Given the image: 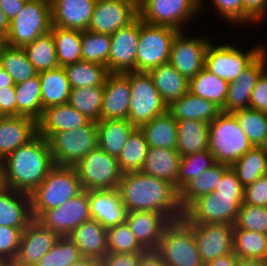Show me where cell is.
<instances>
[{"label": "cell", "mask_w": 267, "mask_h": 266, "mask_svg": "<svg viewBox=\"0 0 267 266\" xmlns=\"http://www.w3.org/2000/svg\"><path fill=\"white\" fill-rule=\"evenodd\" d=\"M117 189L128 212H158L164 214L171 222L183 218L179 191L165 180L141 171L129 172L122 175Z\"/></svg>", "instance_id": "obj_1"}, {"label": "cell", "mask_w": 267, "mask_h": 266, "mask_svg": "<svg viewBox=\"0 0 267 266\" xmlns=\"http://www.w3.org/2000/svg\"><path fill=\"white\" fill-rule=\"evenodd\" d=\"M54 166L49 142L37 134L2 160L3 185L30 195Z\"/></svg>", "instance_id": "obj_2"}, {"label": "cell", "mask_w": 267, "mask_h": 266, "mask_svg": "<svg viewBox=\"0 0 267 266\" xmlns=\"http://www.w3.org/2000/svg\"><path fill=\"white\" fill-rule=\"evenodd\" d=\"M83 191L75 167L55 165L30 194L33 219H37L45 210L63 205Z\"/></svg>", "instance_id": "obj_3"}, {"label": "cell", "mask_w": 267, "mask_h": 266, "mask_svg": "<svg viewBox=\"0 0 267 266\" xmlns=\"http://www.w3.org/2000/svg\"><path fill=\"white\" fill-rule=\"evenodd\" d=\"M253 147L231 113L221 112L209 123V152L215 162L231 167Z\"/></svg>", "instance_id": "obj_4"}, {"label": "cell", "mask_w": 267, "mask_h": 266, "mask_svg": "<svg viewBox=\"0 0 267 266\" xmlns=\"http://www.w3.org/2000/svg\"><path fill=\"white\" fill-rule=\"evenodd\" d=\"M52 27L51 3L48 0H26L22 10L10 21L5 44L23 48Z\"/></svg>", "instance_id": "obj_5"}, {"label": "cell", "mask_w": 267, "mask_h": 266, "mask_svg": "<svg viewBox=\"0 0 267 266\" xmlns=\"http://www.w3.org/2000/svg\"><path fill=\"white\" fill-rule=\"evenodd\" d=\"M155 251L167 266H204L193 230L182 219L164 229Z\"/></svg>", "instance_id": "obj_6"}, {"label": "cell", "mask_w": 267, "mask_h": 266, "mask_svg": "<svg viewBox=\"0 0 267 266\" xmlns=\"http://www.w3.org/2000/svg\"><path fill=\"white\" fill-rule=\"evenodd\" d=\"M48 142L55 165L74 167L98 147L97 122L56 133Z\"/></svg>", "instance_id": "obj_7"}, {"label": "cell", "mask_w": 267, "mask_h": 266, "mask_svg": "<svg viewBox=\"0 0 267 266\" xmlns=\"http://www.w3.org/2000/svg\"><path fill=\"white\" fill-rule=\"evenodd\" d=\"M244 195L215 194L200 196L185 210L182 220L185 223L234 225Z\"/></svg>", "instance_id": "obj_8"}, {"label": "cell", "mask_w": 267, "mask_h": 266, "mask_svg": "<svg viewBox=\"0 0 267 266\" xmlns=\"http://www.w3.org/2000/svg\"><path fill=\"white\" fill-rule=\"evenodd\" d=\"M131 88L128 120L135 126L150 122L168 111L148 72H129Z\"/></svg>", "instance_id": "obj_9"}, {"label": "cell", "mask_w": 267, "mask_h": 266, "mask_svg": "<svg viewBox=\"0 0 267 266\" xmlns=\"http://www.w3.org/2000/svg\"><path fill=\"white\" fill-rule=\"evenodd\" d=\"M178 32L174 28L149 24L140 19L136 71L149 72L169 63L172 42Z\"/></svg>", "instance_id": "obj_10"}, {"label": "cell", "mask_w": 267, "mask_h": 266, "mask_svg": "<svg viewBox=\"0 0 267 266\" xmlns=\"http://www.w3.org/2000/svg\"><path fill=\"white\" fill-rule=\"evenodd\" d=\"M203 0H138V16L146 23L178 31L202 8Z\"/></svg>", "instance_id": "obj_11"}, {"label": "cell", "mask_w": 267, "mask_h": 266, "mask_svg": "<svg viewBox=\"0 0 267 266\" xmlns=\"http://www.w3.org/2000/svg\"><path fill=\"white\" fill-rule=\"evenodd\" d=\"M210 44L205 54L204 68L228 83L237 79L238 75L246 69L265 49L257 46L247 52L236 46Z\"/></svg>", "instance_id": "obj_12"}, {"label": "cell", "mask_w": 267, "mask_h": 266, "mask_svg": "<svg viewBox=\"0 0 267 266\" xmlns=\"http://www.w3.org/2000/svg\"><path fill=\"white\" fill-rule=\"evenodd\" d=\"M74 167L84 190L117 188L123 175L117 158L98 147Z\"/></svg>", "instance_id": "obj_13"}, {"label": "cell", "mask_w": 267, "mask_h": 266, "mask_svg": "<svg viewBox=\"0 0 267 266\" xmlns=\"http://www.w3.org/2000/svg\"><path fill=\"white\" fill-rule=\"evenodd\" d=\"M90 219L88 190H84L63 205L45 210L36 220L59 236H69L81 223Z\"/></svg>", "instance_id": "obj_14"}, {"label": "cell", "mask_w": 267, "mask_h": 266, "mask_svg": "<svg viewBox=\"0 0 267 266\" xmlns=\"http://www.w3.org/2000/svg\"><path fill=\"white\" fill-rule=\"evenodd\" d=\"M138 16V0H97L88 29L113 34Z\"/></svg>", "instance_id": "obj_15"}, {"label": "cell", "mask_w": 267, "mask_h": 266, "mask_svg": "<svg viewBox=\"0 0 267 266\" xmlns=\"http://www.w3.org/2000/svg\"><path fill=\"white\" fill-rule=\"evenodd\" d=\"M140 35V17L110 35L109 73L136 71V54Z\"/></svg>", "instance_id": "obj_16"}, {"label": "cell", "mask_w": 267, "mask_h": 266, "mask_svg": "<svg viewBox=\"0 0 267 266\" xmlns=\"http://www.w3.org/2000/svg\"><path fill=\"white\" fill-rule=\"evenodd\" d=\"M179 31L171 46L169 63L188 80L194 78L205 65V54L211 40L207 38H185Z\"/></svg>", "instance_id": "obj_17"}, {"label": "cell", "mask_w": 267, "mask_h": 266, "mask_svg": "<svg viewBox=\"0 0 267 266\" xmlns=\"http://www.w3.org/2000/svg\"><path fill=\"white\" fill-rule=\"evenodd\" d=\"M186 224L193 230L204 265L218 256L233 252V225L217 223Z\"/></svg>", "instance_id": "obj_18"}, {"label": "cell", "mask_w": 267, "mask_h": 266, "mask_svg": "<svg viewBox=\"0 0 267 266\" xmlns=\"http://www.w3.org/2000/svg\"><path fill=\"white\" fill-rule=\"evenodd\" d=\"M60 236L44 227L36 219L22 231L14 266H35L56 243Z\"/></svg>", "instance_id": "obj_19"}, {"label": "cell", "mask_w": 267, "mask_h": 266, "mask_svg": "<svg viewBox=\"0 0 267 266\" xmlns=\"http://www.w3.org/2000/svg\"><path fill=\"white\" fill-rule=\"evenodd\" d=\"M267 69V51L265 50L237 77L229 83L227 98L221 112L231 113L233 111L250 108L251 92L260 77Z\"/></svg>", "instance_id": "obj_20"}, {"label": "cell", "mask_w": 267, "mask_h": 266, "mask_svg": "<svg viewBox=\"0 0 267 266\" xmlns=\"http://www.w3.org/2000/svg\"><path fill=\"white\" fill-rule=\"evenodd\" d=\"M90 215L108 229L126 222L128 210L117 188L88 190Z\"/></svg>", "instance_id": "obj_21"}, {"label": "cell", "mask_w": 267, "mask_h": 266, "mask_svg": "<svg viewBox=\"0 0 267 266\" xmlns=\"http://www.w3.org/2000/svg\"><path fill=\"white\" fill-rule=\"evenodd\" d=\"M130 96L129 72L109 73L104 83L101 120L128 119Z\"/></svg>", "instance_id": "obj_22"}, {"label": "cell", "mask_w": 267, "mask_h": 266, "mask_svg": "<svg viewBox=\"0 0 267 266\" xmlns=\"http://www.w3.org/2000/svg\"><path fill=\"white\" fill-rule=\"evenodd\" d=\"M126 223L145 250H156L164 229L171 221L158 212L130 211Z\"/></svg>", "instance_id": "obj_23"}, {"label": "cell", "mask_w": 267, "mask_h": 266, "mask_svg": "<svg viewBox=\"0 0 267 266\" xmlns=\"http://www.w3.org/2000/svg\"><path fill=\"white\" fill-rule=\"evenodd\" d=\"M38 134L37 121L27 116H4L0 120V160Z\"/></svg>", "instance_id": "obj_24"}, {"label": "cell", "mask_w": 267, "mask_h": 266, "mask_svg": "<svg viewBox=\"0 0 267 266\" xmlns=\"http://www.w3.org/2000/svg\"><path fill=\"white\" fill-rule=\"evenodd\" d=\"M97 0H54L51 3L52 26L87 30Z\"/></svg>", "instance_id": "obj_25"}, {"label": "cell", "mask_w": 267, "mask_h": 266, "mask_svg": "<svg viewBox=\"0 0 267 266\" xmlns=\"http://www.w3.org/2000/svg\"><path fill=\"white\" fill-rule=\"evenodd\" d=\"M89 122V119L68 103L51 106L43 110L37 121L38 134L48 141L56 133L77 129Z\"/></svg>", "instance_id": "obj_26"}, {"label": "cell", "mask_w": 267, "mask_h": 266, "mask_svg": "<svg viewBox=\"0 0 267 266\" xmlns=\"http://www.w3.org/2000/svg\"><path fill=\"white\" fill-rule=\"evenodd\" d=\"M32 220L30 195L3 185L0 188V225L23 231Z\"/></svg>", "instance_id": "obj_27"}, {"label": "cell", "mask_w": 267, "mask_h": 266, "mask_svg": "<svg viewBox=\"0 0 267 266\" xmlns=\"http://www.w3.org/2000/svg\"><path fill=\"white\" fill-rule=\"evenodd\" d=\"M69 237L83 257L101 260L108 253L107 229L96 220L90 219L81 223Z\"/></svg>", "instance_id": "obj_28"}, {"label": "cell", "mask_w": 267, "mask_h": 266, "mask_svg": "<svg viewBox=\"0 0 267 266\" xmlns=\"http://www.w3.org/2000/svg\"><path fill=\"white\" fill-rule=\"evenodd\" d=\"M180 157L176 149L148 148L147 157L140 171L144 174L165 180L173 184L177 189Z\"/></svg>", "instance_id": "obj_29"}, {"label": "cell", "mask_w": 267, "mask_h": 266, "mask_svg": "<svg viewBox=\"0 0 267 266\" xmlns=\"http://www.w3.org/2000/svg\"><path fill=\"white\" fill-rule=\"evenodd\" d=\"M168 112L176 121L201 120L212 122L220 113L221 109L213 102L186 93L168 106Z\"/></svg>", "instance_id": "obj_30"}, {"label": "cell", "mask_w": 267, "mask_h": 266, "mask_svg": "<svg viewBox=\"0 0 267 266\" xmlns=\"http://www.w3.org/2000/svg\"><path fill=\"white\" fill-rule=\"evenodd\" d=\"M180 156L209 150V123L201 120L177 121V147Z\"/></svg>", "instance_id": "obj_31"}, {"label": "cell", "mask_w": 267, "mask_h": 266, "mask_svg": "<svg viewBox=\"0 0 267 266\" xmlns=\"http://www.w3.org/2000/svg\"><path fill=\"white\" fill-rule=\"evenodd\" d=\"M38 76L41 86L42 110L68 103L72 88L63 67L58 66L54 69L40 72Z\"/></svg>", "instance_id": "obj_32"}, {"label": "cell", "mask_w": 267, "mask_h": 266, "mask_svg": "<svg viewBox=\"0 0 267 266\" xmlns=\"http://www.w3.org/2000/svg\"><path fill=\"white\" fill-rule=\"evenodd\" d=\"M148 73L167 106L189 92V80L170 63L157 66Z\"/></svg>", "instance_id": "obj_33"}, {"label": "cell", "mask_w": 267, "mask_h": 266, "mask_svg": "<svg viewBox=\"0 0 267 266\" xmlns=\"http://www.w3.org/2000/svg\"><path fill=\"white\" fill-rule=\"evenodd\" d=\"M135 128L128 119L98 121V148L117 158Z\"/></svg>", "instance_id": "obj_34"}, {"label": "cell", "mask_w": 267, "mask_h": 266, "mask_svg": "<svg viewBox=\"0 0 267 266\" xmlns=\"http://www.w3.org/2000/svg\"><path fill=\"white\" fill-rule=\"evenodd\" d=\"M140 130L144 134L148 148L177 147V121L167 111L154 117L150 122L141 125Z\"/></svg>", "instance_id": "obj_35"}, {"label": "cell", "mask_w": 267, "mask_h": 266, "mask_svg": "<svg viewBox=\"0 0 267 266\" xmlns=\"http://www.w3.org/2000/svg\"><path fill=\"white\" fill-rule=\"evenodd\" d=\"M230 166L216 162L201 175L192 179L179 191V202L183 211L197 198L216 190L221 177Z\"/></svg>", "instance_id": "obj_36"}, {"label": "cell", "mask_w": 267, "mask_h": 266, "mask_svg": "<svg viewBox=\"0 0 267 266\" xmlns=\"http://www.w3.org/2000/svg\"><path fill=\"white\" fill-rule=\"evenodd\" d=\"M229 83L203 68L189 80V92L197 97L207 99L221 110L227 98Z\"/></svg>", "instance_id": "obj_37"}, {"label": "cell", "mask_w": 267, "mask_h": 266, "mask_svg": "<svg viewBox=\"0 0 267 266\" xmlns=\"http://www.w3.org/2000/svg\"><path fill=\"white\" fill-rule=\"evenodd\" d=\"M15 92L17 116H27L38 121L43 114L38 73L22 83L15 84Z\"/></svg>", "instance_id": "obj_38"}, {"label": "cell", "mask_w": 267, "mask_h": 266, "mask_svg": "<svg viewBox=\"0 0 267 266\" xmlns=\"http://www.w3.org/2000/svg\"><path fill=\"white\" fill-rule=\"evenodd\" d=\"M63 68L72 89L104 86L109 74L106 66L83 60L65 65Z\"/></svg>", "instance_id": "obj_39"}, {"label": "cell", "mask_w": 267, "mask_h": 266, "mask_svg": "<svg viewBox=\"0 0 267 266\" xmlns=\"http://www.w3.org/2000/svg\"><path fill=\"white\" fill-rule=\"evenodd\" d=\"M50 32L55 41L59 66L64 67L82 60L81 30L52 26Z\"/></svg>", "instance_id": "obj_40"}, {"label": "cell", "mask_w": 267, "mask_h": 266, "mask_svg": "<svg viewBox=\"0 0 267 266\" xmlns=\"http://www.w3.org/2000/svg\"><path fill=\"white\" fill-rule=\"evenodd\" d=\"M233 252L238 258L267 261V235L233 225Z\"/></svg>", "instance_id": "obj_41"}, {"label": "cell", "mask_w": 267, "mask_h": 266, "mask_svg": "<svg viewBox=\"0 0 267 266\" xmlns=\"http://www.w3.org/2000/svg\"><path fill=\"white\" fill-rule=\"evenodd\" d=\"M0 66L9 74L14 84L22 83L37 72L23 48L4 45L0 50Z\"/></svg>", "instance_id": "obj_42"}, {"label": "cell", "mask_w": 267, "mask_h": 266, "mask_svg": "<svg viewBox=\"0 0 267 266\" xmlns=\"http://www.w3.org/2000/svg\"><path fill=\"white\" fill-rule=\"evenodd\" d=\"M23 49L37 73L59 66L55 41L50 31L39 36L32 43L26 44Z\"/></svg>", "instance_id": "obj_43"}, {"label": "cell", "mask_w": 267, "mask_h": 266, "mask_svg": "<svg viewBox=\"0 0 267 266\" xmlns=\"http://www.w3.org/2000/svg\"><path fill=\"white\" fill-rule=\"evenodd\" d=\"M148 144L140 128L136 127L129 135L124 148L117 157L122 173L140 171L147 157Z\"/></svg>", "instance_id": "obj_44"}, {"label": "cell", "mask_w": 267, "mask_h": 266, "mask_svg": "<svg viewBox=\"0 0 267 266\" xmlns=\"http://www.w3.org/2000/svg\"><path fill=\"white\" fill-rule=\"evenodd\" d=\"M104 86L71 89L68 104L93 122L101 120Z\"/></svg>", "instance_id": "obj_45"}, {"label": "cell", "mask_w": 267, "mask_h": 266, "mask_svg": "<svg viewBox=\"0 0 267 266\" xmlns=\"http://www.w3.org/2000/svg\"><path fill=\"white\" fill-rule=\"evenodd\" d=\"M231 168L245 187L259 177L267 175V155L260 147H253L239 158Z\"/></svg>", "instance_id": "obj_46"}, {"label": "cell", "mask_w": 267, "mask_h": 266, "mask_svg": "<svg viewBox=\"0 0 267 266\" xmlns=\"http://www.w3.org/2000/svg\"><path fill=\"white\" fill-rule=\"evenodd\" d=\"M231 114L252 145L260 147L267 137V113L248 108L233 111Z\"/></svg>", "instance_id": "obj_47"}, {"label": "cell", "mask_w": 267, "mask_h": 266, "mask_svg": "<svg viewBox=\"0 0 267 266\" xmlns=\"http://www.w3.org/2000/svg\"><path fill=\"white\" fill-rule=\"evenodd\" d=\"M110 34H101L89 30L81 31L82 60L104 65L108 70L110 53Z\"/></svg>", "instance_id": "obj_48"}, {"label": "cell", "mask_w": 267, "mask_h": 266, "mask_svg": "<svg viewBox=\"0 0 267 266\" xmlns=\"http://www.w3.org/2000/svg\"><path fill=\"white\" fill-rule=\"evenodd\" d=\"M215 163L214 156L209 150L180 157L177 190L180 191L188 182L201 175Z\"/></svg>", "instance_id": "obj_49"}, {"label": "cell", "mask_w": 267, "mask_h": 266, "mask_svg": "<svg viewBox=\"0 0 267 266\" xmlns=\"http://www.w3.org/2000/svg\"><path fill=\"white\" fill-rule=\"evenodd\" d=\"M82 257L79 248L69 236H60L35 266H69Z\"/></svg>", "instance_id": "obj_50"}, {"label": "cell", "mask_w": 267, "mask_h": 266, "mask_svg": "<svg viewBox=\"0 0 267 266\" xmlns=\"http://www.w3.org/2000/svg\"><path fill=\"white\" fill-rule=\"evenodd\" d=\"M107 247L109 253L146 251L136 240L135 235L126 222L107 229Z\"/></svg>", "instance_id": "obj_51"}, {"label": "cell", "mask_w": 267, "mask_h": 266, "mask_svg": "<svg viewBox=\"0 0 267 266\" xmlns=\"http://www.w3.org/2000/svg\"><path fill=\"white\" fill-rule=\"evenodd\" d=\"M237 228L267 235V207L242 204L234 224Z\"/></svg>", "instance_id": "obj_52"}, {"label": "cell", "mask_w": 267, "mask_h": 266, "mask_svg": "<svg viewBox=\"0 0 267 266\" xmlns=\"http://www.w3.org/2000/svg\"><path fill=\"white\" fill-rule=\"evenodd\" d=\"M215 10L230 23L256 22L243 8L242 0H212Z\"/></svg>", "instance_id": "obj_53"}, {"label": "cell", "mask_w": 267, "mask_h": 266, "mask_svg": "<svg viewBox=\"0 0 267 266\" xmlns=\"http://www.w3.org/2000/svg\"><path fill=\"white\" fill-rule=\"evenodd\" d=\"M22 230L0 225V260L13 262L19 249Z\"/></svg>", "instance_id": "obj_54"}, {"label": "cell", "mask_w": 267, "mask_h": 266, "mask_svg": "<svg viewBox=\"0 0 267 266\" xmlns=\"http://www.w3.org/2000/svg\"><path fill=\"white\" fill-rule=\"evenodd\" d=\"M243 203L267 207V175L244 187Z\"/></svg>", "instance_id": "obj_55"}, {"label": "cell", "mask_w": 267, "mask_h": 266, "mask_svg": "<svg viewBox=\"0 0 267 266\" xmlns=\"http://www.w3.org/2000/svg\"><path fill=\"white\" fill-rule=\"evenodd\" d=\"M214 193L226 195H244V186L231 167L224 172Z\"/></svg>", "instance_id": "obj_56"}, {"label": "cell", "mask_w": 267, "mask_h": 266, "mask_svg": "<svg viewBox=\"0 0 267 266\" xmlns=\"http://www.w3.org/2000/svg\"><path fill=\"white\" fill-rule=\"evenodd\" d=\"M250 109L267 113V69L260 75L251 92Z\"/></svg>", "instance_id": "obj_57"}, {"label": "cell", "mask_w": 267, "mask_h": 266, "mask_svg": "<svg viewBox=\"0 0 267 266\" xmlns=\"http://www.w3.org/2000/svg\"><path fill=\"white\" fill-rule=\"evenodd\" d=\"M144 252L135 253H107L99 260V266H138Z\"/></svg>", "instance_id": "obj_58"}, {"label": "cell", "mask_w": 267, "mask_h": 266, "mask_svg": "<svg viewBox=\"0 0 267 266\" xmlns=\"http://www.w3.org/2000/svg\"><path fill=\"white\" fill-rule=\"evenodd\" d=\"M0 112L3 116H17L15 86L0 87Z\"/></svg>", "instance_id": "obj_59"}, {"label": "cell", "mask_w": 267, "mask_h": 266, "mask_svg": "<svg viewBox=\"0 0 267 266\" xmlns=\"http://www.w3.org/2000/svg\"><path fill=\"white\" fill-rule=\"evenodd\" d=\"M244 10L257 22L265 18L267 0H242Z\"/></svg>", "instance_id": "obj_60"}, {"label": "cell", "mask_w": 267, "mask_h": 266, "mask_svg": "<svg viewBox=\"0 0 267 266\" xmlns=\"http://www.w3.org/2000/svg\"><path fill=\"white\" fill-rule=\"evenodd\" d=\"M26 0H0V9L5 13L7 19L12 21L22 10Z\"/></svg>", "instance_id": "obj_61"}, {"label": "cell", "mask_w": 267, "mask_h": 266, "mask_svg": "<svg viewBox=\"0 0 267 266\" xmlns=\"http://www.w3.org/2000/svg\"><path fill=\"white\" fill-rule=\"evenodd\" d=\"M138 266H167L155 250H146L140 257Z\"/></svg>", "instance_id": "obj_62"}, {"label": "cell", "mask_w": 267, "mask_h": 266, "mask_svg": "<svg viewBox=\"0 0 267 266\" xmlns=\"http://www.w3.org/2000/svg\"><path fill=\"white\" fill-rule=\"evenodd\" d=\"M238 257L234 252L218 256L204 266H236Z\"/></svg>", "instance_id": "obj_63"}, {"label": "cell", "mask_w": 267, "mask_h": 266, "mask_svg": "<svg viewBox=\"0 0 267 266\" xmlns=\"http://www.w3.org/2000/svg\"><path fill=\"white\" fill-rule=\"evenodd\" d=\"M236 266H267V261L262 259L238 258Z\"/></svg>", "instance_id": "obj_64"}, {"label": "cell", "mask_w": 267, "mask_h": 266, "mask_svg": "<svg viewBox=\"0 0 267 266\" xmlns=\"http://www.w3.org/2000/svg\"><path fill=\"white\" fill-rule=\"evenodd\" d=\"M10 29V21L7 19L5 13L0 9V35L6 37Z\"/></svg>", "instance_id": "obj_65"}, {"label": "cell", "mask_w": 267, "mask_h": 266, "mask_svg": "<svg viewBox=\"0 0 267 266\" xmlns=\"http://www.w3.org/2000/svg\"><path fill=\"white\" fill-rule=\"evenodd\" d=\"M69 266H99V260L90 257H82L80 260L73 262Z\"/></svg>", "instance_id": "obj_66"}, {"label": "cell", "mask_w": 267, "mask_h": 266, "mask_svg": "<svg viewBox=\"0 0 267 266\" xmlns=\"http://www.w3.org/2000/svg\"><path fill=\"white\" fill-rule=\"evenodd\" d=\"M15 86L9 74L0 66V87Z\"/></svg>", "instance_id": "obj_67"}, {"label": "cell", "mask_w": 267, "mask_h": 266, "mask_svg": "<svg viewBox=\"0 0 267 266\" xmlns=\"http://www.w3.org/2000/svg\"><path fill=\"white\" fill-rule=\"evenodd\" d=\"M260 148L267 155V137L264 139L263 143L260 145Z\"/></svg>", "instance_id": "obj_68"}, {"label": "cell", "mask_w": 267, "mask_h": 266, "mask_svg": "<svg viewBox=\"0 0 267 266\" xmlns=\"http://www.w3.org/2000/svg\"><path fill=\"white\" fill-rule=\"evenodd\" d=\"M0 266H14V264L11 261L0 260Z\"/></svg>", "instance_id": "obj_69"}, {"label": "cell", "mask_w": 267, "mask_h": 266, "mask_svg": "<svg viewBox=\"0 0 267 266\" xmlns=\"http://www.w3.org/2000/svg\"><path fill=\"white\" fill-rule=\"evenodd\" d=\"M3 186V178H2V161L0 160V188Z\"/></svg>", "instance_id": "obj_70"}, {"label": "cell", "mask_w": 267, "mask_h": 266, "mask_svg": "<svg viewBox=\"0 0 267 266\" xmlns=\"http://www.w3.org/2000/svg\"><path fill=\"white\" fill-rule=\"evenodd\" d=\"M5 45V38L0 35V50Z\"/></svg>", "instance_id": "obj_71"}, {"label": "cell", "mask_w": 267, "mask_h": 266, "mask_svg": "<svg viewBox=\"0 0 267 266\" xmlns=\"http://www.w3.org/2000/svg\"><path fill=\"white\" fill-rule=\"evenodd\" d=\"M3 117H4L3 114L0 112V120H1Z\"/></svg>", "instance_id": "obj_72"}]
</instances>
